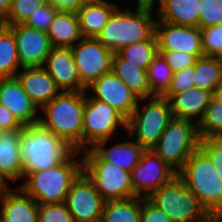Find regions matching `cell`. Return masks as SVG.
I'll use <instances>...</instances> for the list:
<instances>
[{
    "label": "cell",
    "instance_id": "39",
    "mask_svg": "<svg viewBox=\"0 0 222 222\" xmlns=\"http://www.w3.org/2000/svg\"><path fill=\"white\" fill-rule=\"evenodd\" d=\"M58 11L50 4L45 3L24 23L34 29L47 32Z\"/></svg>",
    "mask_w": 222,
    "mask_h": 222
},
{
    "label": "cell",
    "instance_id": "21",
    "mask_svg": "<svg viewBox=\"0 0 222 222\" xmlns=\"http://www.w3.org/2000/svg\"><path fill=\"white\" fill-rule=\"evenodd\" d=\"M18 188L7 186L0 194L2 222H38V204ZM16 190L19 192L16 193Z\"/></svg>",
    "mask_w": 222,
    "mask_h": 222
},
{
    "label": "cell",
    "instance_id": "48",
    "mask_svg": "<svg viewBox=\"0 0 222 222\" xmlns=\"http://www.w3.org/2000/svg\"><path fill=\"white\" fill-rule=\"evenodd\" d=\"M7 27V22H6V18L4 15L0 14V34L2 33V31Z\"/></svg>",
    "mask_w": 222,
    "mask_h": 222
},
{
    "label": "cell",
    "instance_id": "26",
    "mask_svg": "<svg viewBox=\"0 0 222 222\" xmlns=\"http://www.w3.org/2000/svg\"><path fill=\"white\" fill-rule=\"evenodd\" d=\"M47 35L53 47H72L83 38L77 13L58 12Z\"/></svg>",
    "mask_w": 222,
    "mask_h": 222
},
{
    "label": "cell",
    "instance_id": "32",
    "mask_svg": "<svg viewBox=\"0 0 222 222\" xmlns=\"http://www.w3.org/2000/svg\"><path fill=\"white\" fill-rule=\"evenodd\" d=\"M146 72L151 92L162 96L170 87L173 71L160 53L153 58Z\"/></svg>",
    "mask_w": 222,
    "mask_h": 222
},
{
    "label": "cell",
    "instance_id": "28",
    "mask_svg": "<svg viewBox=\"0 0 222 222\" xmlns=\"http://www.w3.org/2000/svg\"><path fill=\"white\" fill-rule=\"evenodd\" d=\"M194 87L211 91L222 85V62L220 57H201L194 65Z\"/></svg>",
    "mask_w": 222,
    "mask_h": 222
},
{
    "label": "cell",
    "instance_id": "1",
    "mask_svg": "<svg viewBox=\"0 0 222 222\" xmlns=\"http://www.w3.org/2000/svg\"><path fill=\"white\" fill-rule=\"evenodd\" d=\"M19 151L25 178L31 172L60 165L77 150L37 123L22 128Z\"/></svg>",
    "mask_w": 222,
    "mask_h": 222
},
{
    "label": "cell",
    "instance_id": "36",
    "mask_svg": "<svg viewBox=\"0 0 222 222\" xmlns=\"http://www.w3.org/2000/svg\"><path fill=\"white\" fill-rule=\"evenodd\" d=\"M222 24V0H200L199 28Z\"/></svg>",
    "mask_w": 222,
    "mask_h": 222
},
{
    "label": "cell",
    "instance_id": "19",
    "mask_svg": "<svg viewBox=\"0 0 222 222\" xmlns=\"http://www.w3.org/2000/svg\"><path fill=\"white\" fill-rule=\"evenodd\" d=\"M0 104L7 108L23 126L39 123L38 107L24 91L16 77L0 78Z\"/></svg>",
    "mask_w": 222,
    "mask_h": 222
},
{
    "label": "cell",
    "instance_id": "20",
    "mask_svg": "<svg viewBox=\"0 0 222 222\" xmlns=\"http://www.w3.org/2000/svg\"><path fill=\"white\" fill-rule=\"evenodd\" d=\"M16 78L24 91L39 108H43L61 92L44 67H25Z\"/></svg>",
    "mask_w": 222,
    "mask_h": 222
},
{
    "label": "cell",
    "instance_id": "9",
    "mask_svg": "<svg viewBox=\"0 0 222 222\" xmlns=\"http://www.w3.org/2000/svg\"><path fill=\"white\" fill-rule=\"evenodd\" d=\"M127 129V119L108 103L85 96L82 150L96 142L109 140L117 127Z\"/></svg>",
    "mask_w": 222,
    "mask_h": 222
},
{
    "label": "cell",
    "instance_id": "13",
    "mask_svg": "<svg viewBox=\"0 0 222 222\" xmlns=\"http://www.w3.org/2000/svg\"><path fill=\"white\" fill-rule=\"evenodd\" d=\"M177 173L152 149L144 150L139 163L131 171V183L136 197L148 198Z\"/></svg>",
    "mask_w": 222,
    "mask_h": 222
},
{
    "label": "cell",
    "instance_id": "47",
    "mask_svg": "<svg viewBox=\"0 0 222 222\" xmlns=\"http://www.w3.org/2000/svg\"><path fill=\"white\" fill-rule=\"evenodd\" d=\"M155 1L156 0H137V5L138 6H151V7H155ZM160 0H158L157 2L159 3Z\"/></svg>",
    "mask_w": 222,
    "mask_h": 222
},
{
    "label": "cell",
    "instance_id": "8",
    "mask_svg": "<svg viewBox=\"0 0 222 222\" xmlns=\"http://www.w3.org/2000/svg\"><path fill=\"white\" fill-rule=\"evenodd\" d=\"M140 107L142 106L137 103L127 119L126 130L131 136L136 133L135 141L145 150H151L173 118L172 110L168 99L163 96L151 97L143 109Z\"/></svg>",
    "mask_w": 222,
    "mask_h": 222
},
{
    "label": "cell",
    "instance_id": "31",
    "mask_svg": "<svg viewBox=\"0 0 222 222\" xmlns=\"http://www.w3.org/2000/svg\"><path fill=\"white\" fill-rule=\"evenodd\" d=\"M21 67L13 31L7 26L0 34V78H14Z\"/></svg>",
    "mask_w": 222,
    "mask_h": 222
},
{
    "label": "cell",
    "instance_id": "2",
    "mask_svg": "<svg viewBox=\"0 0 222 222\" xmlns=\"http://www.w3.org/2000/svg\"><path fill=\"white\" fill-rule=\"evenodd\" d=\"M152 11L151 6L137 5L135 12L118 7L97 39L113 53L133 43L151 39L155 35L156 24Z\"/></svg>",
    "mask_w": 222,
    "mask_h": 222
},
{
    "label": "cell",
    "instance_id": "50",
    "mask_svg": "<svg viewBox=\"0 0 222 222\" xmlns=\"http://www.w3.org/2000/svg\"><path fill=\"white\" fill-rule=\"evenodd\" d=\"M218 222H222V213L215 218Z\"/></svg>",
    "mask_w": 222,
    "mask_h": 222
},
{
    "label": "cell",
    "instance_id": "43",
    "mask_svg": "<svg viewBox=\"0 0 222 222\" xmlns=\"http://www.w3.org/2000/svg\"><path fill=\"white\" fill-rule=\"evenodd\" d=\"M88 1L90 0H46V3L52 5L58 12L76 13Z\"/></svg>",
    "mask_w": 222,
    "mask_h": 222
},
{
    "label": "cell",
    "instance_id": "7",
    "mask_svg": "<svg viewBox=\"0 0 222 222\" xmlns=\"http://www.w3.org/2000/svg\"><path fill=\"white\" fill-rule=\"evenodd\" d=\"M197 123L173 117L152 150L176 173L199 148Z\"/></svg>",
    "mask_w": 222,
    "mask_h": 222
},
{
    "label": "cell",
    "instance_id": "5",
    "mask_svg": "<svg viewBox=\"0 0 222 222\" xmlns=\"http://www.w3.org/2000/svg\"><path fill=\"white\" fill-rule=\"evenodd\" d=\"M177 176L213 219L222 213V183L211 161L199 148L189 157Z\"/></svg>",
    "mask_w": 222,
    "mask_h": 222
},
{
    "label": "cell",
    "instance_id": "34",
    "mask_svg": "<svg viewBox=\"0 0 222 222\" xmlns=\"http://www.w3.org/2000/svg\"><path fill=\"white\" fill-rule=\"evenodd\" d=\"M46 3V0H13L12 6L5 16L7 25L25 23L37 8Z\"/></svg>",
    "mask_w": 222,
    "mask_h": 222
},
{
    "label": "cell",
    "instance_id": "4",
    "mask_svg": "<svg viewBox=\"0 0 222 222\" xmlns=\"http://www.w3.org/2000/svg\"><path fill=\"white\" fill-rule=\"evenodd\" d=\"M77 153L80 151L54 168L29 173L20 188L38 205L65 202L73 181L83 171V160L74 159Z\"/></svg>",
    "mask_w": 222,
    "mask_h": 222
},
{
    "label": "cell",
    "instance_id": "45",
    "mask_svg": "<svg viewBox=\"0 0 222 222\" xmlns=\"http://www.w3.org/2000/svg\"><path fill=\"white\" fill-rule=\"evenodd\" d=\"M13 0H0V14L6 16L12 6Z\"/></svg>",
    "mask_w": 222,
    "mask_h": 222
},
{
    "label": "cell",
    "instance_id": "38",
    "mask_svg": "<svg viewBox=\"0 0 222 222\" xmlns=\"http://www.w3.org/2000/svg\"><path fill=\"white\" fill-rule=\"evenodd\" d=\"M38 222H73L64 202L38 205Z\"/></svg>",
    "mask_w": 222,
    "mask_h": 222
},
{
    "label": "cell",
    "instance_id": "14",
    "mask_svg": "<svg viewBox=\"0 0 222 222\" xmlns=\"http://www.w3.org/2000/svg\"><path fill=\"white\" fill-rule=\"evenodd\" d=\"M155 35L158 41V52L181 51L192 55H203L199 27L156 21Z\"/></svg>",
    "mask_w": 222,
    "mask_h": 222
},
{
    "label": "cell",
    "instance_id": "16",
    "mask_svg": "<svg viewBox=\"0 0 222 222\" xmlns=\"http://www.w3.org/2000/svg\"><path fill=\"white\" fill-rule=\"evenodd\" d=\"M7 26L13 31L21 68L42 67L53 47L47 32L24 23Z\"/></svg>",
    "mask_w": 222,
    "mask_h": 222
},
{
    "label": "cell",
    "instance_id": "25",
    "mask_svg": "<svg viewBox=\"0 0 222 222\" xmlns=\"http://www.w3.org/2000/svg\"><path fill=\"white\" fill-rule=\"evenodd\" d=\"M199 10L200 0H160L156 21L199 27Z\"/></svg>",
    "mask_w": 222,
    "mask_h": 222
},
{
    "label": "cell",
    "instance_id": "49",
    "mask_svg": "<svg viewBox=\"0 0 222 222\" xmlns=\"http://www.w3.org/2000/svg\"><path fill=\"white\" fill-rule=\"evenodd\" d=\"M6 188V186L2 183V181L0 180V194L2 193V191Z\"/></svg>",
    "mask_w": 222,
    "mask_h": 222
},
{
    "label": "cell",
    "instance_id": "35",
    "mask_svg": "<svg viewBox=\"0 0 222 222\" xmlns=\"http://www.w3.org/2000/svg\"><path fill=\"white\" fill-rule=\"evenodd\" d=\"M202 49L205 57H221L222 55V24L200 28Z\"/></svg>",
    "mask_w": 222,
    "mask_h": 222
},
{
    "label": "cell",
    "instance_id": "51",
    "mask_svg": "<svg viewBox=\"0 0 222 222\" xmlns=\"http://www.w3.org/2000/svg\"><path fill=\"white\" fill-rule=\"evenodd\" d=\"M210 222H218L216 219H212Z\"/></svg>",
    "mask_w": 222,
    "mask_h": 222
},
{
    "label": "cell",
    "instance_id": "24",
    "mask_svg": "<svg viewBox=\"0 0 222 222\" xmlns=\"http://www.w3.org/2000/svg\"><path fill=\"white\" fill-rule=\"evenodd\" d=\"M118 5L106 0H90L76 13L83 38H97Z\"/></svg>",
    "mask_w": 222,
    "mask_h": 222
},
{
    "label": "cell",
    "instance_id": "29",
    "mask_svg": "<svg viewBox=\"0 0 222 222\" xmlns=\"http://www.w3.org/2000/svg\"><path fill=\"white\" fill-rule=\"evenodd\" d=\"M100 222H140V197L107 200Z\"/></svg>",
    "mask_w": 222,
    "mask_h": 222
},
{
    "label": "cell",
    "instance_id": "27",
    "mask_svg": "<svg viewBox=\"0 0 222 222\" xmlns=\"http://www.w3.org/2000/svg\"><path fill=\"white\" fill-rule=\"evenodd\" d=\"M112 71L139 98L149 99L155 95L151 92L146 70L135 67L114 53Z\"/></svg>",
    "mask_w": 222,
    "mask_h": 222
},
{
    "label": "cell",
    "instance_id": "23",
    "mask_svg": "<svg viewBox=\"0 0 222 222\" xmlns=\"http://www.w3.org/2000/svg\"><path fill=\"white\" fill-rule=\"evenodd\" d=\"M22 129L0 133V180L7 187V180L16 181L24 177L20 156V134Z\"/></svg>",
    "mask_w": 222,
    "mask_h": 222
},
{
    "label": "cell",
    "instance_id": "46",
    "mask_svg": "<svg viewBox=\"0 0 222 222\" xmlns=\"http://www.w3.org/2000/svg\"><path fill=\"white\" fill-rule=\"evenodd\" d=\"M213 99L222 105V85L213 92Z\"/></svg>",
    "mask_w": 222,
    "mask_h": 222
},
{
    "label": "cell",
    "instance_id": "15",
    "mask_svg": "<svg viewBox=\"0 0 222 222\" xmlns=\"http://www.w3.org/2000/svg\"><path fill=\"white\" fill-rule=\"evenodd\" d=\"M87 88L94 93L92 98L108 103L128 119L136 108L139 99L128 86L110 71L93 81Z\"/></svg>",
    "mask_w": 222,
    "mask_h": 222
},
{
    "label": "cell",
    "instance_id": "42",
    "mask_svg": "<svg viewBox=\"0 0 222 222\" xmlns=\"http://www.w3.org/2000/svg\"><path fill=\"white\" fill-rule=\"evenodd\" d=\"M140 222H172L169 217L147 198H140Z\"/></svg>",
    "mask_w": 222,
    "mask_h": 222
},
{
    "label": "cell",
    "instance_id": "30",
    "mask_svg": "<svg viewBox=\"0 0 222 222\" xmlns=\"http://www.w3.org/2000/svg\"><path fill=\"white\" fill-rule=\"evenodd\" d=\"M116 54L135 67L147 70L153 58L158 54L157 37L154 35L149 40L133 43L120 49Z\"/></svg>",
    "mask_w": 222,
    "mask_h": 222
},
{
    "label": "cell",
    "instance_id": "12",
    "mask_svg": "<svg viewBox=\"0 0 222 222\" xmlns=\"http://www.w3.org/2000/svg\"><path fill=\"white\" fill-rule=\"evenodd\" d=\"M105 202L82 171L73 181L64 203L73 222H100Z\"/></svg>",
    "mask_w": 222,
    "mask_h": 222
},
{
    "label": "cell",
    "instance_id": "10",
    "mask_svg": "<svg viewBox=\"0 0 222 222\" xmlns=\"http://www.w3.org/2000/svg\"><path fill=\"white\" fill-rule=\"evenodd\" d=\"M83 172L93 182L105 200L136 197L131 183V172H127L107 161H83Z\"/></svg>",
    "mask_w": 222,
    "mask_h": 222
},
{
    "label": "cell",
    "instance_id": "22",
    "mask_svg": "<svg viewBox=\"0 0 222 222\" xmlns=\"http://www.w3.org/2000/svg\"><path fill=\"white\" fill-rule=\"evenodd\" d=\"M162 96L168 99L173 117L192 121L193 118L196 119L195 117L199 116L196 121L198 123L213 98V93L193 87L178 94H163Z\"/></svg>",
    "mask_w": 222,
    "mask_h": 222
},
{
    "label": "cell",
    "instance_id": "18",
    "mask_svg": "<svg viewBox=\"0 0 222 222\" xmlns=\"http://www.w3.org/2000/svg\"><path fill=\"white\" fill-rule=\"evenodd\" d=\"M109 140H101L96 142L88 150H83V161H107L115 164L121 169L131 172L139 163L141 155L145 150L138 142L127 141L115 144L111 148L105 145Z\"/></svg>",
    "mask_w": 222,
    "mask_h": 222
},
{
    "label": "cell",
    "instance_id": "44",
    "mask_svg": "<svg viewBox=\"0 0 222 222\" xmlns=\"http://www.w3.org/2000/svg\"><path fill=\"white\" fill-rule=\"evenodd\" d=\"M24 126L18 119L3 105L0 104V129L1 131H11L22 129Z\"/></svg>",
    "mask_w": 222,
    "mask_h": 222
},
{
    "label": "cell",
    "instance_id": "11",
    "mask_svg": "<svg viewBox=\"0 0 222 222\" xmlns=\"http://www.w3.org/2000/svg\"><path fill=\"white\" fill-rule=\"evenodd\" d=\"M71 49L79 79L85 88L112 71L114 53L97 38H82Z\"/></svg>",
    "mask_w": 222,
    "mask_h": 222
},
{
    "label": "cell",
    "instance_id": "37",
    "mask_svg": "<svg viewBox=\"0 0 222 222\" xmlns=\"http://www.w3.org/2000/svg\"><path fill=\"white\" fill-rule=\"evenodd\" d=\"M199 149L209 158L222 183V138L200 139Z\"/></svg>",
    "mask_w": 222,
    "mask_h": 222
},
{
    "label": "cell",
    "instance_id": "33",
    "mask_svg": "<svg viewBox=\"0 0 222 222\" xmlns=\"http://www.w3.org/2000/svg\"><path fill=\"white\" fill-rule=\"evenodd\" d=\"M197 130L200 139L222 138V105L213 98L197 123Z\"/></svg>",
    "mask_w": 222,
    "mask_h": 222
},
{
    "label": "cell",
    "instance_id": "17",
    "mask_svg": "<svg viewBox=\"0 0 222 222\" xmlns=\"http://www.w3.org/2000/svg\"><path fill=\"white\" fill-rule=\"evenodd\" d=\"M42 67L48 72L60 91L86 90L79 79L71 47H52Z\"/></svg>",
    "mask_w": 222,
    "mask_h": 222
},
{
    "label": "cell",
    "instance_id": "6",
    "mask_svg": "<svg viewBox=\"0 0 222 222\" xmlns=\"http://www.w3.org/2000/svg\"><path fill=\"white\" fill-rule=\"evenodd\" d=\"M147 199L172 222H210L213 219L177 175Z\"/></svg>",
    "mask_w": 222,
    "mask_h": 222
},
{
    "label": "cell",
    "instance_id": "41",
    "mask_svg": "<svg viewBox=\"0 0 222 222\" xmlns=\"http://www.w3.org/2000/svg\"><path fill=\"white\" fill-rule=\"evenodd\" d=\"M158 53L164 57L166 63L170 66L173 73L178 72L186 67L194 66L197 60L203 57V55H192L181 51Z\"/></svg>",
    "mask_w": 222,
    "mask_h": 222
},
{
    "label": "cell",
    "instance_id": "40",
    "mask_svg": "<svg viewBox=\"0 0 222 222\" xmlns=\"http://www.w3.org/2000/svg\"><path fill=\"white\" fill-rule=\"evenodd\" d=\"M194 66L173 73L170 87L164 94H178L194 87Z\"/></svg>",
    "mask_w": 222,
    "mask_h": 222
},
{
    "label": "cell",
    "instance_id": "3",
    "mask_svg": "<svg viewBox=\"0 0 222 222\" xmlns=\"http://www.w3.org/2000/svg\"><path fill=\"white\" fill-rule=\"evenodd\" d=\"M86 91L61 92L46 104L39 123L67 141L77 151L82 150L83 112Z\"/></svg>",
    "mask_w": 222,
    "mask_h": 222
}]
</instances>
